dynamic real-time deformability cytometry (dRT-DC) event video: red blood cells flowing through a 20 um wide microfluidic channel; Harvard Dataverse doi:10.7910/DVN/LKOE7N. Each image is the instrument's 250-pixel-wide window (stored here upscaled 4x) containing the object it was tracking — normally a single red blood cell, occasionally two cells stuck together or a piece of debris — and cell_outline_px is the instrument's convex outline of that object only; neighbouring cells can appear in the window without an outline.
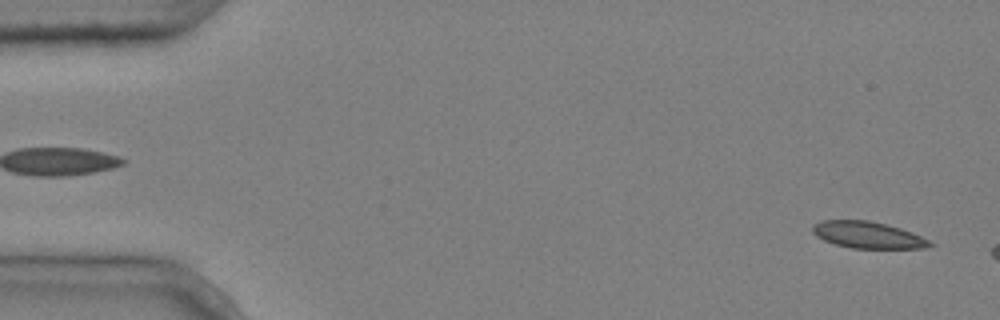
{"species": "common noctule bat (a hibernating species)", "species_latin": "Nyctalus noctula", "temperature_condition": "cold", "stored_images_in_passage": 6, "segment_of_instrument_passage": [2, 2], "camera_frame_rate_fps": 3000, "um_per_image_px": 0.085, "animal": {"sex": "male", "body_mass_g": 20.4}, "frame": {"image": 1, "passage_image": 6, "time_ms": 1.667, "image_size_px": [1000, 320], "cell_outline_px": [[936, 244], [924, 248], [852, 248], [836, 244], [824, 240], [816, 236], [812, 232], [812, 224], [820, 220], [868, 220], [900, 228], [912, 232]], "centroid_in_image_um": [73.73, 19.96], "position_along_channel_um": 11.3, "area_um2": 18.15}}